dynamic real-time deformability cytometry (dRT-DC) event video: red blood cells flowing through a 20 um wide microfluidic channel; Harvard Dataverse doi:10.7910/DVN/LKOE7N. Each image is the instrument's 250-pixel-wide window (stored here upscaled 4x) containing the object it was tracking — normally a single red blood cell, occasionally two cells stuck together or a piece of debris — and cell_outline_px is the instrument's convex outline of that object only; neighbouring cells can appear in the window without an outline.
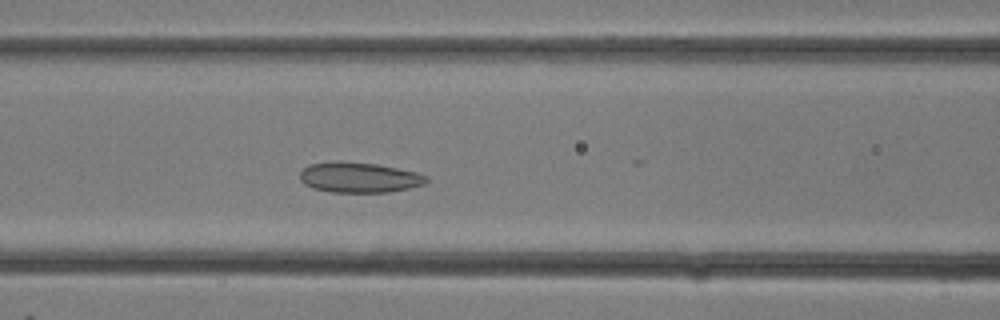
{"species": "common noctule bat (a hibernating species)", "species_latin": "Nyctalus noctula", "temperature_condition": "room temperature", "stored_images_in_passage": 10, "camera_frame_rate_fps": 3000, "um_per_image_px": 0.085, "animal": {"sex": "female"}, "frame": {"image": 1, "passage_image": 10, "time_ms": 3.0, "image_size_px": [1000, 320], "cell_outline_px": [[428, 180], [424, 184], [408, 188], [388, 192], [332, 192], [312, 188], [304, 184], [300, 180], [300, 172], [308, 164], [336, 160], [340, 160], [376, 164], [416, 172], [428, 176]], "centroid_in_image_um": [30.49, 15.07], "position_along_channel_um": 136.1, "area_um2": 22.48}}